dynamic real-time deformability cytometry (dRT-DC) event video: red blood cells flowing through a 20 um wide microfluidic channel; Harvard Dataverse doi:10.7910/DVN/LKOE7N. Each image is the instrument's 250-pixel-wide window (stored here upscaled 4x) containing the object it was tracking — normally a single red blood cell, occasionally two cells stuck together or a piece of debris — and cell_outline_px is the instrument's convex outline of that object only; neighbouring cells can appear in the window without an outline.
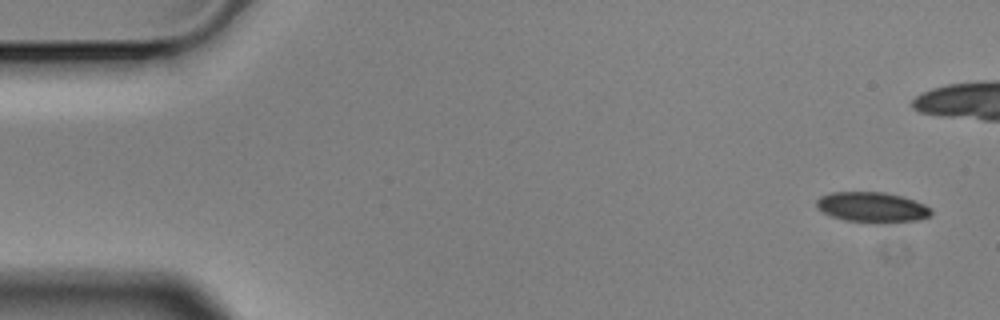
{"species": "Egyptian fruit bat (a non-hibernating species)", "species_latin": "Rousettus aegyptiacus", "temperature_condition": "cold", "stored_images_in_passage": 7, "camera_frame_rate_fps": 3000, "um_per_image_px": 0.085, "animal": {"sex": "male"}, "frame": {"image": 1, "passage_image": 1, "time_ms": 0.0, "image_size_px": [1000, 320], "cell_outline_px": [[932, 216], [916, 220], [876, 224], [844, 220], [832, 216], [816, 208], [816, 200], [820, 196], [832, 192], [884, 192], [900, 196], [924, 204], [932, 208]], "centroid_in_image_um": [74.13, 17.63], "position_along_channel_um": 10.9, "area_um2": 20.4}}
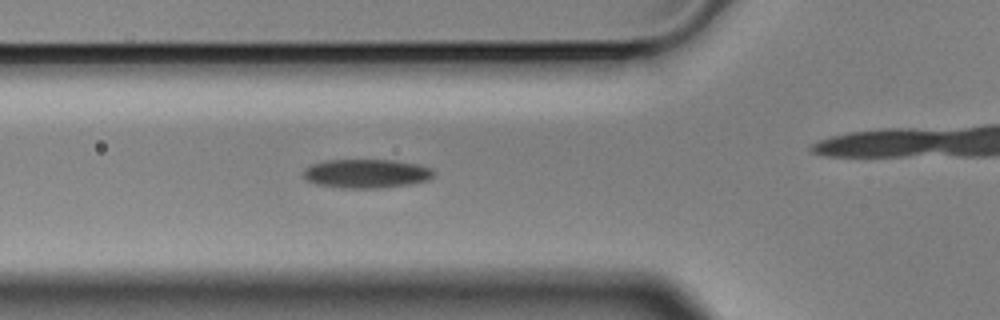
{"frame": {"image": 2, "passage_image": 6, "time_ms": 1.667, "image_size_px": [1000, 320], "cell_outline_px": [[436, 176], [428, 180], [408, 184], [380, 188], [340, 188], [316, 184], [308, 180], [304, 176], [304, 168], [312, 164], [324, 160], [396, 160], [420, 164], [432, 168], [436, 172]], "centroid_in_image_um": [31.19, 14.74], "position_along_channel_um": 94.6, "area_um2": 22.2}}